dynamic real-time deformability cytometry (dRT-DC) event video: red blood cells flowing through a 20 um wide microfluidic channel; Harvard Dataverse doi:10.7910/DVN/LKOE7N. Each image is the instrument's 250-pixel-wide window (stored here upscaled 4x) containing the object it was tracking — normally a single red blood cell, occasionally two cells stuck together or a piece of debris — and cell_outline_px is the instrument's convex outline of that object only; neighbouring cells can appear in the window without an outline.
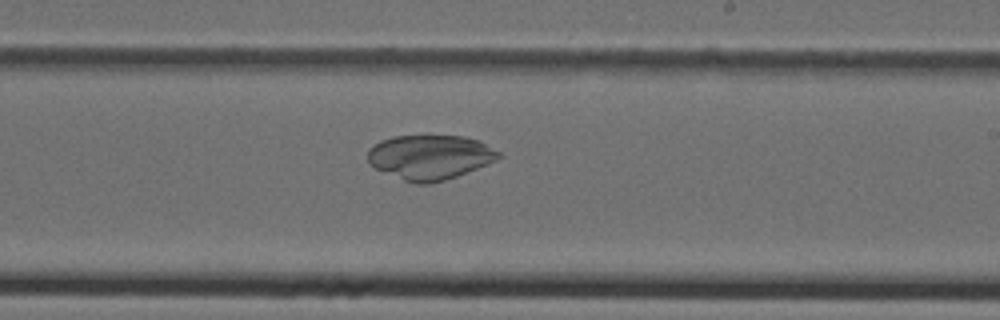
{"species": "Egyptian fruit bat (a non-hibernating species)", "species_latin": "Rousettus aegyptiacus", "temperature_condition": "cold", "stored_images_in_passage": 35, "camera_frame_rate_fps": 3000, "um_per_image_px": 0.085, "animal": {"sex": "female"}, "frame": {"image": 1, "passage_image": 16, "time_ms": 5.0, "image_size_px": [1000, 320], "cell_outline_px": [[504, 156], [496, 160], [456, 176], [444, 180], [428, 184], [416, 184], [404, 180], [376, 168], [368, 164], [368, 148], [372, 144], [380, 140], [392, 136], [464, 136], [480, 140], [500, 152]], "centroid_in_image_um": [36.54, 13.34], "position_along_channel_um": 252.5, "area_um2": 34.04}}
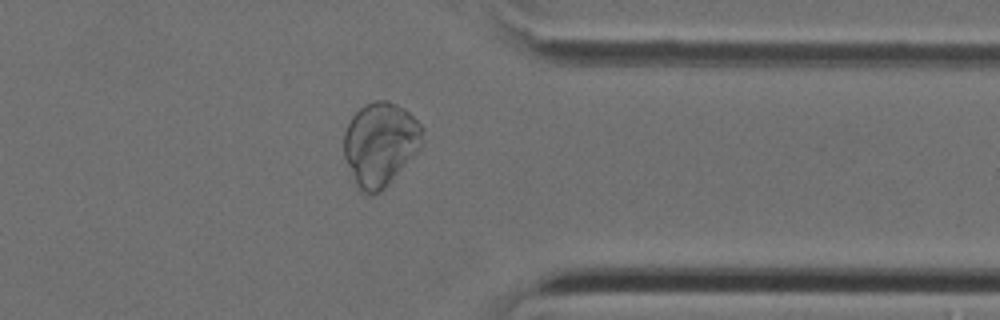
{"frame": {"image": 2, "passage_image": 25, "time_ms": 8.0, "image_size_px": [1000, 320], "cell_outline_px": [[424, 128], [420, 148], [384, 188], [380, 192], [372, 196], [368, 196], [360, 192], [352, 180], [344, 156], [344, 132], [352, 116], [364, 104], [376, 100], [388, 100], [404, 108]], "centroid_in_image_um": [32.29, 12.26], "position_along_channel_um": 379.1, "area_um2": 38.44}}